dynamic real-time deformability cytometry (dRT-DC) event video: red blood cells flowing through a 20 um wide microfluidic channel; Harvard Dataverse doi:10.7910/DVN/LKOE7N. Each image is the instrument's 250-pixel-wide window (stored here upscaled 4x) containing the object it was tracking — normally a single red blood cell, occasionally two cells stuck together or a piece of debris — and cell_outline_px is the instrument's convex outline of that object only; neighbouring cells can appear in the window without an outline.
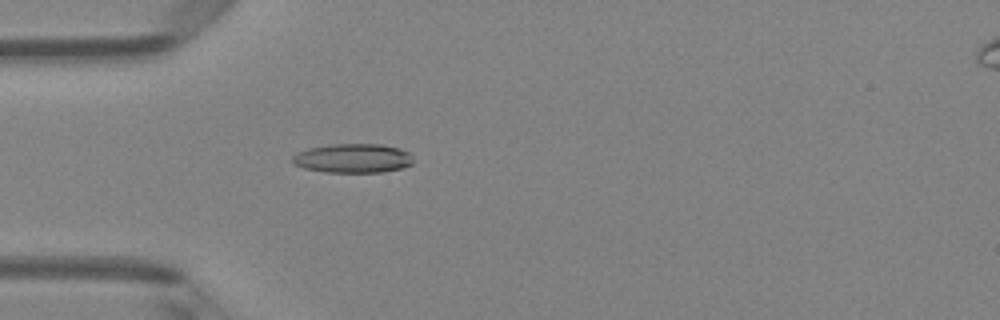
{"species": "Egyptian fruit bat (a non-hibernating species)", "species_latin": "Rousettus aegyptiacus", "temperature_condition": "room temperature", "stored_images_in_passage": 5, "camera_frame_rate_fps": 3000, "um_per_image_px": 0.085, "animal": {"sex": "female"}, "frame": {"image": 1, "passage_image": 5, "time_ms": 4.667, "image_size_px": [1000, 320], "cell_outline_px": [[412, 164], [400, 168], [380, 172], [324, 172], [304, 168], [292, 164], [292, 156], [296, 152], [308, 148], [332, 144], [380, 144], [400, 148], [408, 152], [412, 160]], "centroid_in_image_um": [29.94, 13.45], "position_along_channel_um": 55.1, "area_um2": 20.52}}